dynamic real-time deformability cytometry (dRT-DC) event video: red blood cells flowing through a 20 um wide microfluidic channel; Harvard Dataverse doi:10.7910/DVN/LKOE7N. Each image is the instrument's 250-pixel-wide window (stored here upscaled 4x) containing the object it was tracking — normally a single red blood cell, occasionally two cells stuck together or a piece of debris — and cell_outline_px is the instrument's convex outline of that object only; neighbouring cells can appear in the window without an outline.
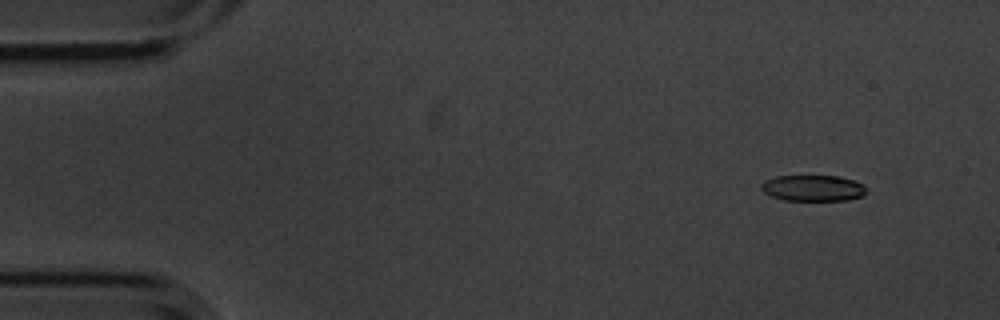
{"species": "common noctule bat (a hibernating species)", "species_latin": "Nyctalus noctula", "temperature_condition": "cold", "stored_images_in_passage": 4, "camera_frame_rate_fps": 3000, "um_per_image_px": 0.085, "animal": {"sex": "male", "body_mass_g": 20.1, "forearm_length_mm": 53.5}, "frame": {"image": 1, "passage_image": 1, "time_ms": 0.0, "image_size_px": [1000, 320], "cell_outline_px": [[868, 192], [864, 196], [848, 200], [784, 200], [772, 196], [764, 192], [760, 188], [760, 184], [764, 180], [776, 176], [840, 176], [856, 180], [864, 184]], "centroid_in_image_um": [69.15, 15.98], "position_along_channel_um": 15.8, "area_um2": 16.24}}
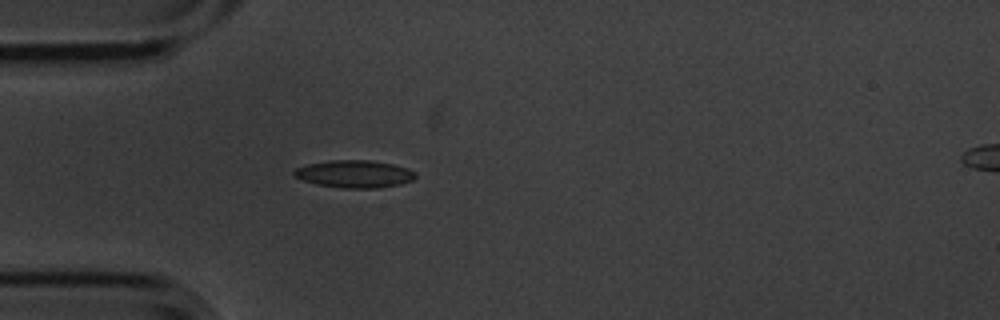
{"frame": {"image": 2, "passage_image": 4, "time_ms": 1.0, "image_size_px": [1000, 320], "cell_outline_px": [[416, 176], [412, 180], [400, 184], [376, 188], [344, 188], [316, 184], [292, 176], [292, 172], [296, 168], [308, 164], [328, 160], [372, 160], [392, 164], [408, 168], [416, 172]], "centroid_in_image_um": [30.12, 14.78], "position_along_channel_um": 54.9, "area_um2": 19.48}}